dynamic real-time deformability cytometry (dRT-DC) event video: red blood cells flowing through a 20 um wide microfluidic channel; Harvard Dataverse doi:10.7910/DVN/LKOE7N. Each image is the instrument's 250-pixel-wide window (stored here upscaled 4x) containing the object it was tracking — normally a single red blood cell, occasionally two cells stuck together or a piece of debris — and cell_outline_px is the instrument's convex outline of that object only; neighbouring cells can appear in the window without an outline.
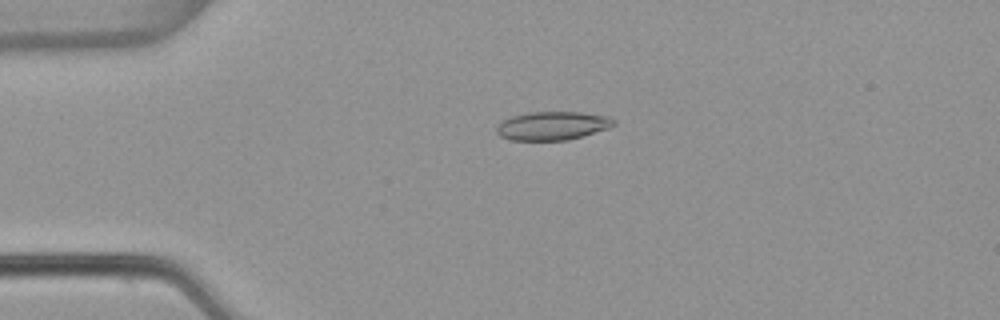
{"species": "common noctule bat (a hibernating species)", "species_latin": "Nyctalus noctula", "temperature_condition": "warm", "stored_images_in_passage": 54, "camera_frame_rate_fps": 3000, "um_per_image_px": 0.085, "animal": {"sex": "female", "body_mass_g": 22.7, "forearm_length_mm": 54.2}, "frame": {"image": 1, "passage_image": 13, "time_ms": 4.0, "image_size_px": [1000, 320], "cell_outline_px": [[616, 124], [608, 128], [568, 140], [508, 140], [500, 136], [496, 132], [496, 128], [504, 120], [512, 116], [528, 112], [580, 112], [608, 116], [616, 120]], "centroid_in_image_um": [46.96, 10.69], "position_along_channel_um": 38.0, "area_um2": 19.42}}
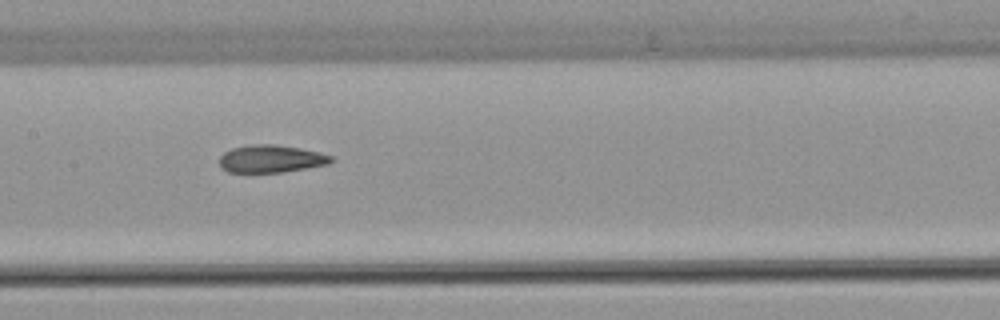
{"frame": {"image": 2, "passage_image": 27, "time_ms": 8.667, "image_size_px": [1000, 320], "cell_outline_px": [[336, 160], [328, 164], [284, 172], [228, 172], [220, 168], [220, 156], [224, 152], [232, 148], [252, 144], [272, 144], [300, 148], [320, 152], [332, 156]], "centroid_in_image_um": [23.05, 13.5], "position_along_channel_um": 184.4, "area_um2": 18.03}}
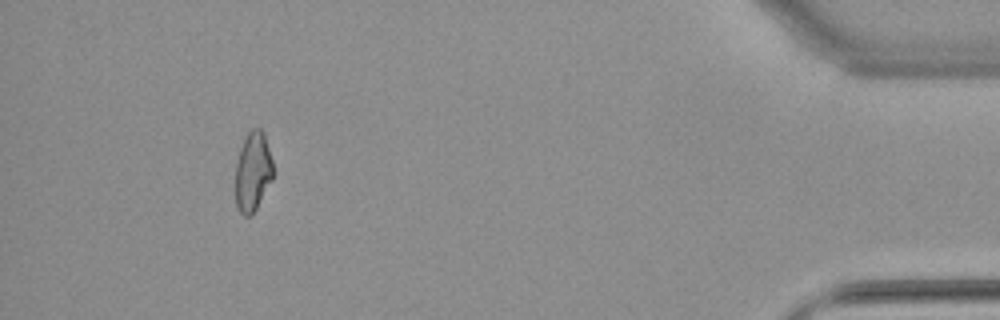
{"frame": {"image": 3, "passage_image": 50, "time_ms": 16.333, "image_size_px": [1000, 320], "cell_outline_px": [[276, 172], [272, 180], [256, 208], [248, 216], [244, 216], [240, 212], [236, 204], [236, 164], [240, 148], [244, 136], [252, 128], [260, 128], [264, 132]], "centroid_in_image_um": [21.52, 14.54], "position_along_channel_um": 413.7, "area_um2": 17.63}, "authors_computed_cell_mechanics": {"area_um2": 18.6116, "velocity_mm_per_s": 3.8365, "shape_relaxation_time_tau1_ms": null, "shape_relaxation_time_tau2_ms": 2.6355, "deformation_change_tau1": null, "deformation_change_tau2": 0.1051}}